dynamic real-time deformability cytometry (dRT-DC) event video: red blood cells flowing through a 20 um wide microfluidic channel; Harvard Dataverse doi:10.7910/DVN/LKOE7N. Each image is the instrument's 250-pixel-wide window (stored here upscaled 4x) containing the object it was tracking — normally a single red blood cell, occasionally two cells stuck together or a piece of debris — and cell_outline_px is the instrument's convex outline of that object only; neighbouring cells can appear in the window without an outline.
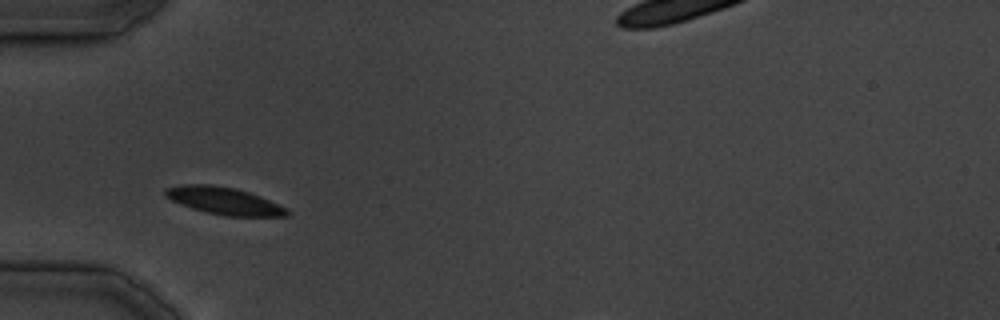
{"species": "common noctule bat (a hibernating species)", "species_latin": "Nyctalus noctula", "temperature_condition": "cold", "stored_images_in_passage": 8, "camera_frame_rate_fps": 3000, "um_per_image_px": 0.085, "animal": {"sex": "male", "body_mass_g": 19.5, "forearm_length_mm": 54.6}, "frame": {"image": 1, "passage_image": 1, "time_ms": 0.0, "image_size_px": [1000, 320], "cell_outline_px": [[292, 212], [288, 216], [224, 216], [192, 208], [180, 204], [164, 196], [164, 188], [184, 184], [208, 184], [236, 188], [260, 196], [288, 208]], "centroid_in_image_um": [19.07, 17.07], "position_along_channel_um": 65.9, "area_um2": 19.42}}
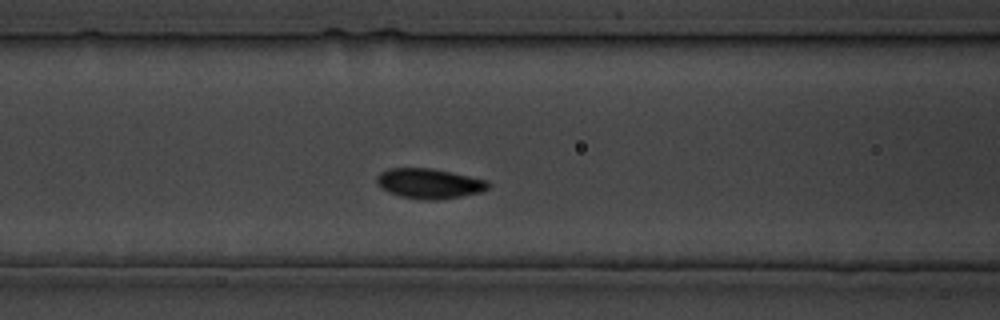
{"frame": {"image": 2, "passage_image": 5, "time_ms": 4.667, "image_size_px": [1000, 320], "cell_outline_px": [[488, 188], [480, 192], [440, 200], [420, 200], [400, 196], [388, 192], [380, 188], [376, 180], [376, 176], [380, 172], [388, 168], [432, 168], [452, 172], [488, 180]], "centroid_in_image_um": [36.44, 15.6], "position_along_channel_um": 130.2, "area_um2": 19.65}}